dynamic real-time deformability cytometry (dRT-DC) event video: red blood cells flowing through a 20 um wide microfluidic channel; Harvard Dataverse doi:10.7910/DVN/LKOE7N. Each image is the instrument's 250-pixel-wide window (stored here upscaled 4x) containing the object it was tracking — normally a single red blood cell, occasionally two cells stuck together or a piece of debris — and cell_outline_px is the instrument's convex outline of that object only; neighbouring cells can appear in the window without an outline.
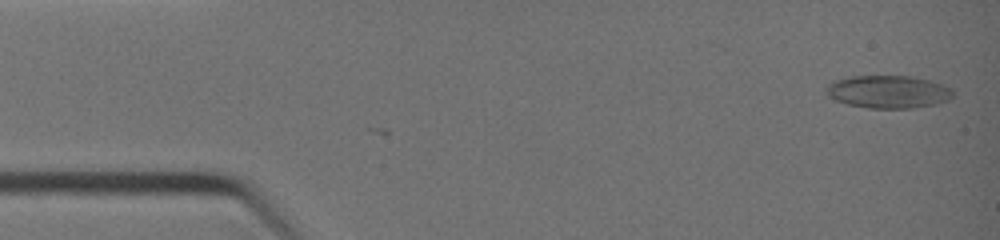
{"species": "common noctule bat (a hibernating species)", "species_latin": "Nyctalus noctula", "temperature_condition": "warm", "stored_images_in_passage": 2, "camera_frame_rate_fps": 3000, "um_per_image_px": 0.085, "animal": {"sex": "female", "body_mass_g": 19.0, "forearm_length_mm": 51.5}, "frame": {"image": 1, "passage_image": 2, "time_ms": 0.333, "image_size_px": [1000, 240], "cell_outline_px": [[952, 96], [948, 100], [936, 104], [912, 108], [868, 108], [848, 104], [836, 100], [828, 96], [828, 84], [832, 80], [848, 76], [908, 76], [928, 80], [952, 88]], "centroid_in_image_um": [75.48, 7.8], "position_along_channel_um": 9.5, "area_um2": 24.04}}